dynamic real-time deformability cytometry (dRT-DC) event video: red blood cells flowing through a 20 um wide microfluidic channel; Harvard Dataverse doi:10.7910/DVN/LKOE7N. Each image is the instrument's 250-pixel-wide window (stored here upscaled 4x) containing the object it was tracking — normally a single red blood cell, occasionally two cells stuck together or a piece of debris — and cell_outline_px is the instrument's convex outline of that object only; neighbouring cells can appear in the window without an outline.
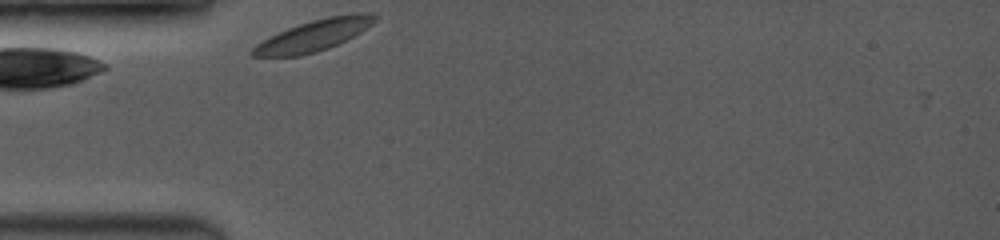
{"species": "common noctule bat (a hibernating species)", "species_latin": "Nyctalus noctula", "temperature_condition": "room temperature", "stored_images_in_passage": 2, "camera_frame_rate_fps": 3500, "um_per_image_px": 0.085, "animal": {"sex": "female", "body_mass_g": 19.0, "forearm_length_mm": 53.3}, "frame": {"image": 1, "passage_image": 1, "time_ms": 0.0, "image_size_px": [1000, 240], "cell_outline_px": [[380, 16], [372, 24], [360, 32], [328, 48], [316, 52], [300, 56], [252, 56], [248, 52], [256, 44], [288, 28], [312, 20], [328, 16], [356, 12], [376, 12]], "centroid_in_image_um": [26.73, 2.98], "position_along_channel_um": 58.3, "area_um2": 22.08}}